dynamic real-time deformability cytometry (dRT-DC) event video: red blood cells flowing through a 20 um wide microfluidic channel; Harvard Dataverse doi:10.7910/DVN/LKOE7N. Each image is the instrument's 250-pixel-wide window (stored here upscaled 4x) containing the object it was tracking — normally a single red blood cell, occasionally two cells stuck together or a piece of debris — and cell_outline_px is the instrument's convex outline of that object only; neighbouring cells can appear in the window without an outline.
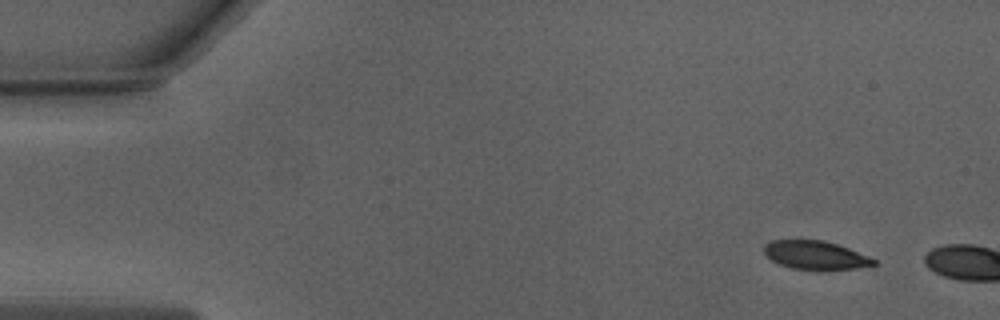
{"species": "Egyptian fruit bat (a non-hibernating species)", "species_latin": "Rousettus aegyptiacus", "temperature_condition": "warm", "stored_images_in_passage": 2, "camera_frame_rate_fps": 3000, "um_per_image_px": 0.085, "animal": {"sex": "male"}, "frame": {"image": 1, "passage_image": 1, "time_ms": 0.0, "image_size_px": [1000, 320], "cell_outline_px": [[876, 264], [856, 268], [792, 268], [780, 264], [772, 260], [764, 252], [764, 244], [772, 240], [824, 240], [848, 248], [868, 256], [876, 260]], "centroid_in_image_um": [69.28, 21.65], "position_along_channel_um": 15.7, "area_um2": 17.57}}